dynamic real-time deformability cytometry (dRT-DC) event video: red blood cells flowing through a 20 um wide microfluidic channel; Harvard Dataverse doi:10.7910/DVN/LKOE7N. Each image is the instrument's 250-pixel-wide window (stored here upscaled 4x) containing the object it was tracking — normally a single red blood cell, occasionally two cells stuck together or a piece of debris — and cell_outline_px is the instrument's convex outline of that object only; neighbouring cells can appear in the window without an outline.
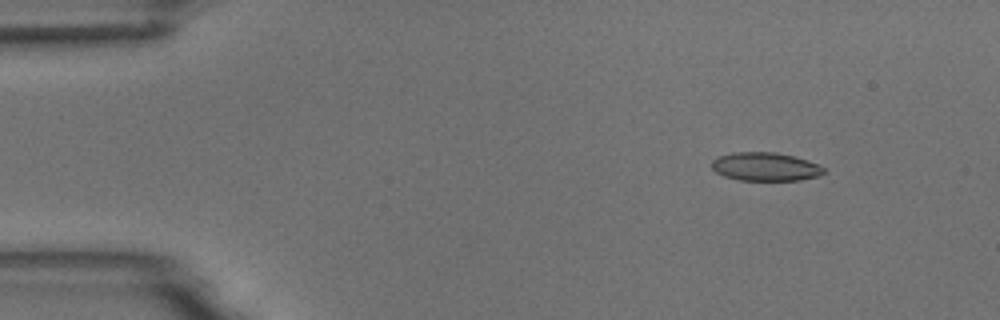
{"species": "common noctule bat (a hibernating species)", "species_latin": "Nyctalus noctula", "temperature_condition": "room temperature", "stored_images_in_passage": 6, "camera_frame_rate_fps": 3000, "um_per_image_px": 0.085, "animal": {"sex": "male", "body_mass_g": 18.8}, "frame": {"image": 1, "passage_image": 2, "time_ms": 1.333, "image_size_px": [1000, 320], "cell_outline_px": [[824, 172], [820, 176], [800, 180], [740, 180], [724, 176], [716, 172], [712, 168], [712, 160], [716, 156], [732, 152], [776, 152], [808, 160], [820, 164], [824, 168]], "centroid_in_image_um": [65.05, 14.16], "position_along_channel_um": 19.9, "area_um2": 18.73}}
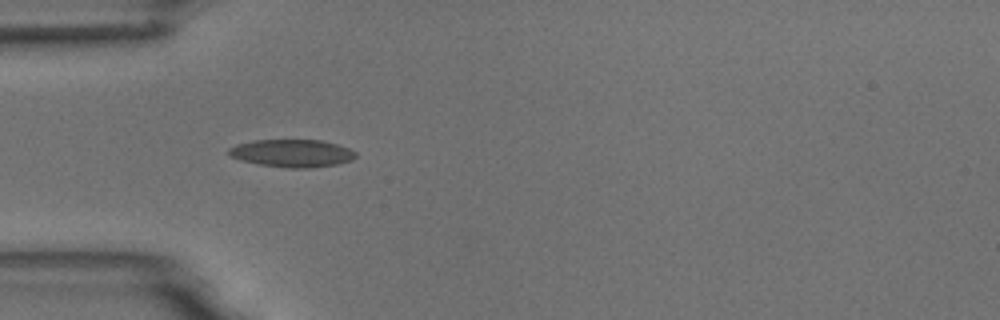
{"frame": {"image": 2, "passage_image": 5, "time_ms": 4.667, "image_size_px": [1000, 320], "cell_outline_px": [[356, 156], [352, 160], [336, 164], [312, 168], [284, 168], [260, 164], [240, 160], [232, 156], [228, 152], [228, 148], [236, 144], [252, 140], [320, 140], [336, 144], [348, 148], [356, 152]], "centroid_in_image_um": [24.81, 13.02], "position_along_channel_um": 60.2, "area_um2": 20.46}}